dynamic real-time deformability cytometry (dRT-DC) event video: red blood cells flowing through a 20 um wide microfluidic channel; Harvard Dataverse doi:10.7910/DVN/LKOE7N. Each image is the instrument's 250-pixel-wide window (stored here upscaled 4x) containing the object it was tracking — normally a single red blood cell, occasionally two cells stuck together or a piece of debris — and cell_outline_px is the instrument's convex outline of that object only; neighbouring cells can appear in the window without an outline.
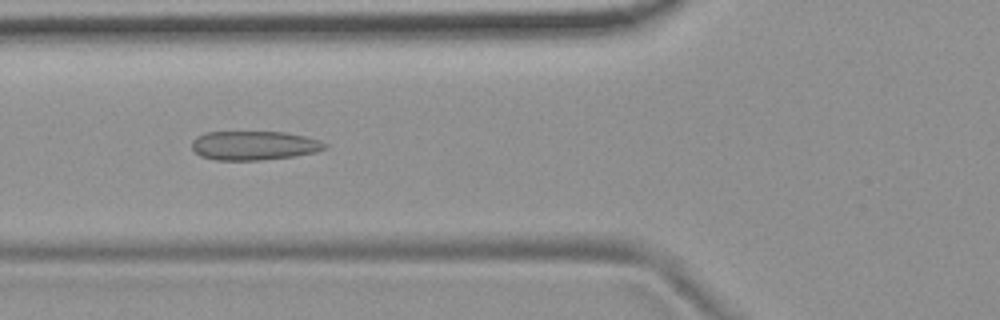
{"species": "common noctule bat (a hibernating species)", "species_latin": "Nyctalus noctula", "temperature_condition": "room temperature", "stored_images_in_passage": 19, "camera_frame_rate_fps": 3000, "um_per_image_px": 0.085, "animal": {"sex": "female", "body_mass_g": 19.9}, "frame": {"image": 1, "passage_image": 9, "time_ms": 2.667, "image_size_px": [1000, 320], "cell_outline_px": [[328, 148], [316, 152], [296, 156], [260, 160], [216, 160], [200, 156], [192, 148], [192, 140], [196, 136], [204, 132], [284, 132], [304, 136], [320, 140], [328, 144]], "centroid_in_image_um": [21.61, 12.37], "position_along_channel_um": 104.2, "area_um2": 22.72}}